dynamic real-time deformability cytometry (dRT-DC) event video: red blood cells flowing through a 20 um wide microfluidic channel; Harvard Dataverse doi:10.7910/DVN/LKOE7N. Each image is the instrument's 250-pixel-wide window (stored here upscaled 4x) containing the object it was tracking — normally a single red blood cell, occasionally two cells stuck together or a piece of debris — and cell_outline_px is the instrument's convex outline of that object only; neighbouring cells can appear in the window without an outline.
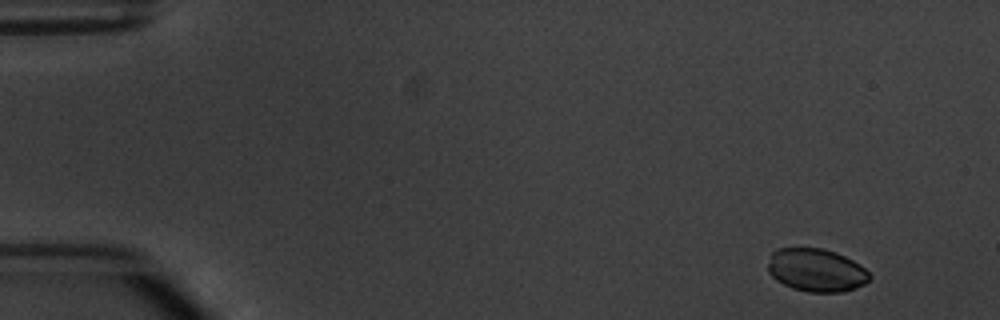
{"species": "common noctule bat (a hibernating species)", "species_latin": "Nyctalus noctula", "temperature_condition": "warm", "stored_images_in_passage": 5, "camera_frame_rate_fps": 3000, "um_per_image_px": 0.085, "animal": {"sex": "male", "body_mass_g": 20.1, "forearm_length_mm": 53.5}, "frame": {"image": 1, "passage_image": 1, "time_ms": 0.0, "image_size_px": [1000, 320], "cell_outline_px": [[872, 276], [864, 284], [856, 288], [844, 292], [808, 292], [792, 288], [776, 280], [768, 272], [768, 264], [772, 252], [776, 248], [820, 248], [836, 252], [860, 264]], "centroid_in_image_um": [69.38, 22.97], "position_along_channel_um": 15.6, "area_um2": 25.55}}
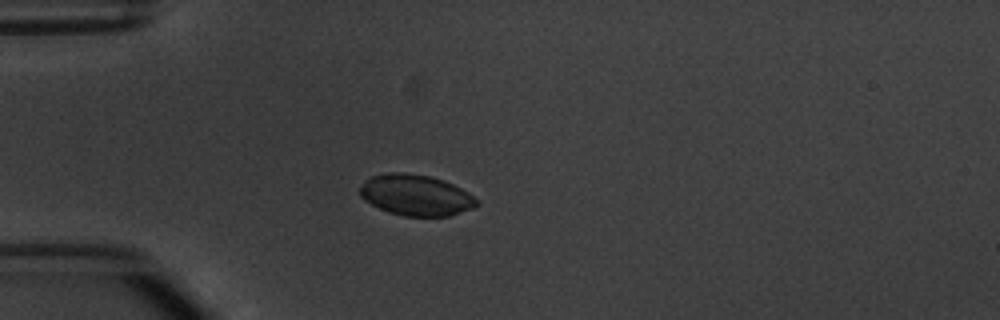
{"frame": {"image": 2, "passage_image": 4, "time_ms": 3.667, "image_size_px": [1000, 320], "cell_outline_px": [[480, 204], [472, 208], [448, 216], [404, 216], [388, 212], [364, 200], [360, 196], [360, 188], [364, 180], [372, 176], [392, 172], [404, 172], [428, 176], [444, 180], [468, 192], [480, 200]], "centroid_in_image_um": [35.36, 16.58], "position_along_channel_um": 49.6, "area_um2": 27.86}}